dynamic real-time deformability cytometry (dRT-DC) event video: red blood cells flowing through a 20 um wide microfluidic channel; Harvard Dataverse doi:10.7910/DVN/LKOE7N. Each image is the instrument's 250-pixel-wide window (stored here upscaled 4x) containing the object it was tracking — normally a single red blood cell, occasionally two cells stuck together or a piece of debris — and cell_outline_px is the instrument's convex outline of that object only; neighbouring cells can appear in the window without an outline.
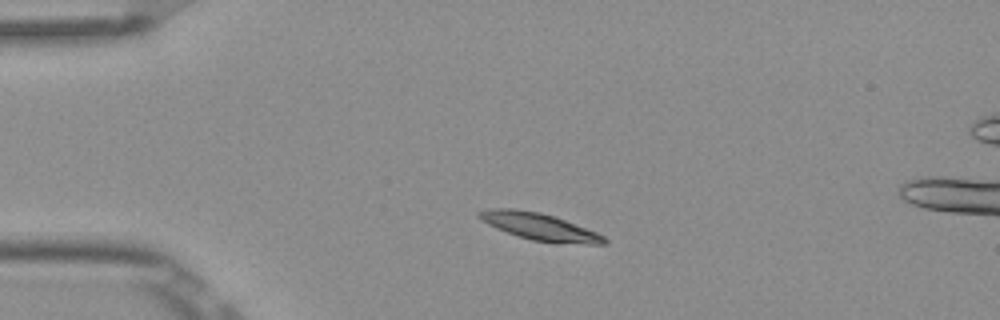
{"species": "Egyptian fruit bat (a non-hibernating species)", "species_latin": "Rousettus aegyptiacus", "temperature_condition": "room temperature", "stored_images_in_passage": 2, "camera_frame_rate_fps": 3000, "um_per_image_px": 0.085, "frame": {"image": 1, "passage_image": 1, "time_ms": 0.0, "image_size_px": [1000, 320], "cell_outline_px": [[608, 240], [604, 244], [556, 244], [532, 240], [496, 228], [488, 224], [476, 216], [476, 212], [488, 208], [516, 208], [540, 212], [556, 216], [596, 232], [604, 236]], "centroid_in_image_um": [45.86, 19.26], "position_along_channel_um": 39.1, "area_um2": 20.0}}